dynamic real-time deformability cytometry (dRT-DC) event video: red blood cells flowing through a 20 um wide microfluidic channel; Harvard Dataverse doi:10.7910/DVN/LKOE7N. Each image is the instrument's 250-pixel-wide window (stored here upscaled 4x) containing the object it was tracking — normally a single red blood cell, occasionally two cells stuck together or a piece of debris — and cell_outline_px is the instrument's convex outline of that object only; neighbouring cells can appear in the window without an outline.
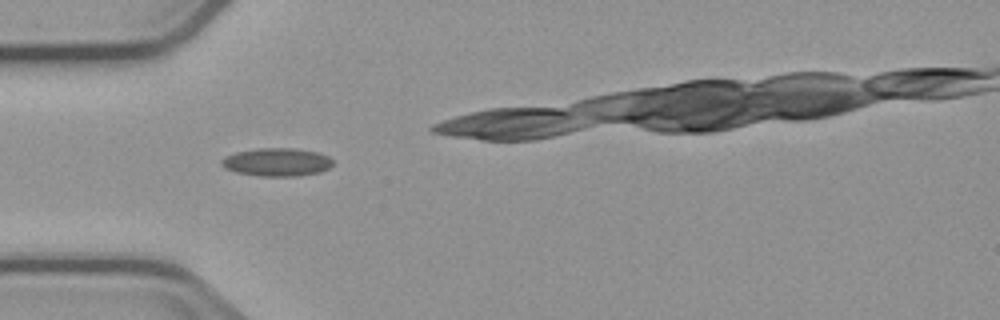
{"species": "common noctule bat (a hibernating species)", "species_latin": "Nyctalus noctula", "temperature_condition": "cold", "stored_images_in_passage": 8, "camera_frame_rate_fps": 3000, "um_per_image_px": 0.085, "animal": {"sex": "male", "body_mass_g": 23.1, "forearm_length_mm": 52.7}, "frame": {"image": 1, "passage_image": 3, "time_ms": 2.333, "image_size_px": [1000, 320], "cell_outline_px": [[332, 164], [328, 168], [320, 172], [300, 176], [260, 176], [236, 172], [224, 168], [220, 164], [220, 160], [224, 156], [236, 152], [260, 148], [296, 148], [316, 152], [328, 156], [332, 160]], "centroid_in_image_um": [23.5, 13.78], "position_along_channel_um": 61.5, "area_um2": 18.32}}